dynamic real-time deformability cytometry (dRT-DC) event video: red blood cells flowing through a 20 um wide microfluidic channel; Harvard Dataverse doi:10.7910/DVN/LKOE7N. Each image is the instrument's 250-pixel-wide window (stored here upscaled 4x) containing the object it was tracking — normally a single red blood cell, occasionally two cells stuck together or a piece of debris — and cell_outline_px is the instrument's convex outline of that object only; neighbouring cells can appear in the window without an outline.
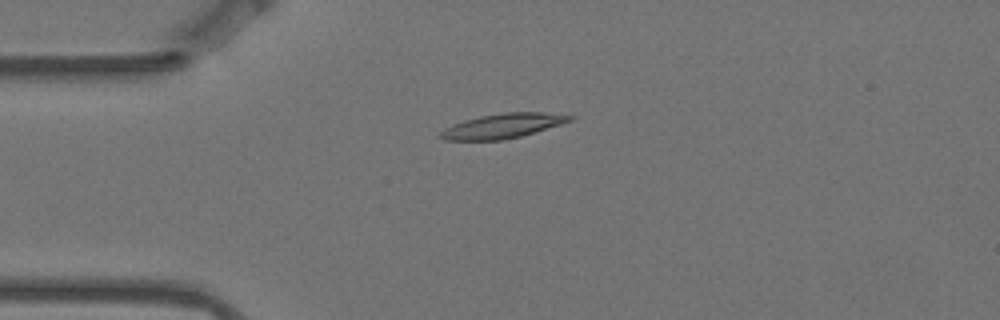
{"species": "Egyptian fruit bat (a non-hibernating species)", "species_latin": "Rousettus aegyptiacus", "temperature_condition": "warm", "stored_images_in_passage": 6, "camera_frame_rate_fps": 3000, "um_per_image_px": 0.085, "animal": {"sex": "female"}, "frame": {"image": 1, "passage_image": 4, "time_ms": 1.0, "image_size_px": [1000, 320], "cell_outline_px": [[576, 116], [572, 120], [560, 124], [520, 136], [504, 140], [444, 140], [436, 136], [444, 128], [452, 124], [464, 120], [480, 116], [504, 112], [544, 112]], "centroid_in_image_um": [42.68, 10.7], "position_along_channel_um": 42.3, "area_um2": 18.55}}
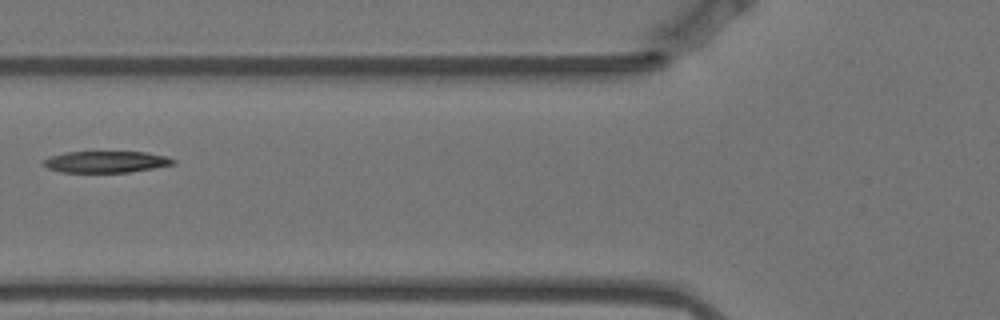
{"frame": {"image": 2, "passage_image": 6, "time_ms": 1.667, "image_size_px": [1000, 320], "cell_outline_px": [[176, 164], [132, 172], [60, 172], [48, 168], [44, 164], [44, 160], [52, 156], [64, 152], [148, 152], [168, 156], [176, 160]], "centroid_in_image_um": [9.09, 13.75], "position_along_channel_um": 116.7, "area_um2": 16.3}}